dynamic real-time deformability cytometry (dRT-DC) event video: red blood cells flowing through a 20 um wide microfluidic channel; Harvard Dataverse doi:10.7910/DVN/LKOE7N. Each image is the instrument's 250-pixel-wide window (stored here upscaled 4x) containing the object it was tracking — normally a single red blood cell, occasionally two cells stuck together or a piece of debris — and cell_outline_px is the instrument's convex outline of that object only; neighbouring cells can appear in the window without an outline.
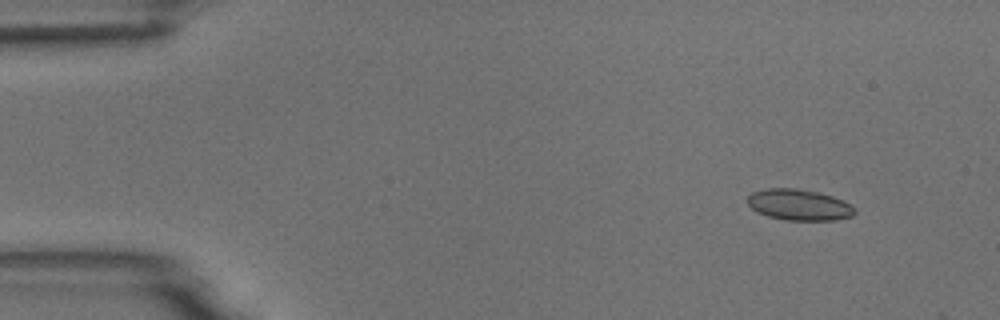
{"species": "common noctule bat (a hibernating species)", "species_latin": "Nyctalus noctula", "temperature_condition": "room temperature", "stored_images_in_passage": 5, "camera_frame_rate_fps": 3000, "um_per_image_px": 0.085, "animal": {"sex": "male", "body_mass_g": 18.8}, "frame": {"image": 1, "passage_image": 2, "time_ms": 0.333, "image_size_px": [1000, 320], "cell_outline_px": [[856, 212], [852, 216], [836, 220], [784, 220], [768, 216], [756, 212], [748, 204], [748, 196], [752, 192], [764, 188], [796, 188], [820, 192], [832, 196], [856, 208]], "centroid_in_image_um": [67.9, 17.4], "position_along_channel_um": 17.1, "area_um2": 19.48}}